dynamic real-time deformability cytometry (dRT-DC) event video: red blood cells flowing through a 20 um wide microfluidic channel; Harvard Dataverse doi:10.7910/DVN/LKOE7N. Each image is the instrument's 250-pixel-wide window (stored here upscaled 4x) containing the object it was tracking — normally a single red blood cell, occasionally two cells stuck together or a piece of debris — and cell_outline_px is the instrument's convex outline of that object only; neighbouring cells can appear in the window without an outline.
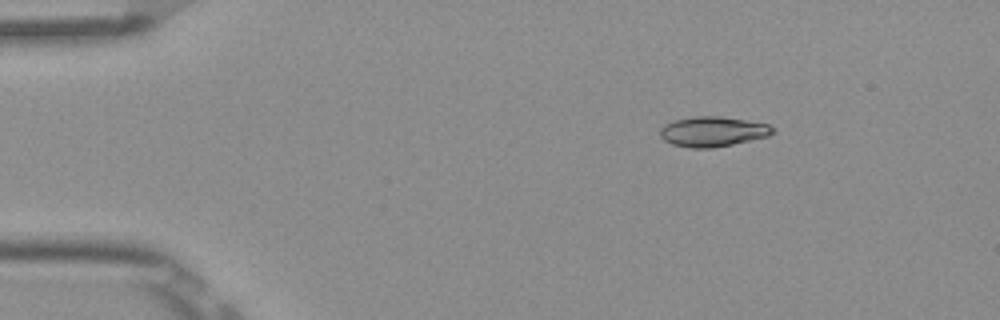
{"species": "Egyptian fruit bat (a non-hibernating species)", "species_latin": "Rousettus aegyptiacus", "temperature_condition": "room temperature", "stored_images_in_passage": 45, "camera_frame_rate_fps": 3000, "um_per_image_px": 0.085, "frame": {"image": 1, "passage_image": 1, "time_ms": 0.0, "image_size_px": [1000, 320], "cell_outline_px": [[776, 132], [768, 136], [732, 144], [712, 148], [688, 148], [672, 144], [664, 140], [660, 136], [660, 128], [664, 124], [676, 120], [696, 116], [720, 116], [768, 124]], "centroid_in_image_um": [60.56, 11.19], "position_along_channel_um": 24.4, "area_um2": 19.59}}
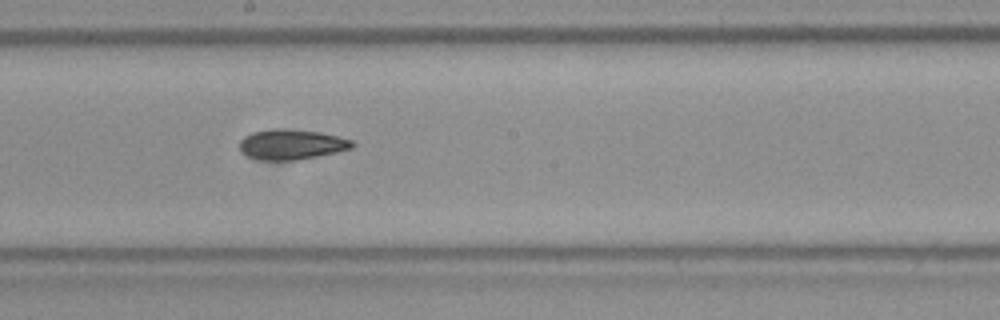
{"frame": {"image": 2, "passage_image": 22, "time_ms": 7.0, "image_size_px": [1000, 320], "cell_outline_px": [[356, 144], [352, 148], [336, 152], [296, 160], [260, 160], [248, 156], [240, 152], [240, 140], [244, 136], [252, 132], [272, 128], [288, 128], [316, 132], [336, 136], [352, 140]], "centroid_in_image_um": [24.74, 12.27], "position_along_channel_um": 223.5, "area_um2": 19.83}}
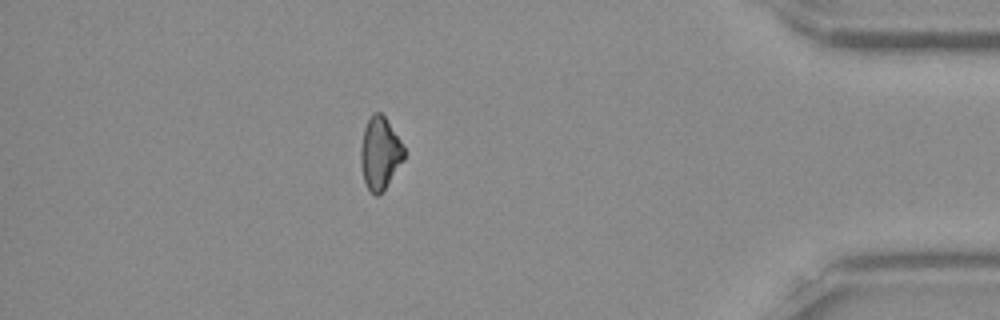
{"frame": {"image": 3, "passage_image": 39, "time_ms": 12.667, "image_size_px": [1000, 320], "cell_outline_px": [[404, 160], [380, 196], [376, 196], [368, 188], [364, 180], [360, 164], [360, 148], [364, 128], [372, 112], [380, 112], [384, 116], [400, 140], [404, 148]], "centroid_in_image_um": [32.28, 13.04], "position_along_channel_um": 402.9, "area_um2": 18.26}, "authors_computed_cell_mechanics": {"area_um2": 19.363, "velocity_mm_per_s": 3.898, "shape_relaxation_time_tau1_ms": 9.2465, "shape_relaxation_time_tau2_ms": 5.6822, "deformation_change_tau1": 0.2018, "deformation_change_tau2": 0.0994}}